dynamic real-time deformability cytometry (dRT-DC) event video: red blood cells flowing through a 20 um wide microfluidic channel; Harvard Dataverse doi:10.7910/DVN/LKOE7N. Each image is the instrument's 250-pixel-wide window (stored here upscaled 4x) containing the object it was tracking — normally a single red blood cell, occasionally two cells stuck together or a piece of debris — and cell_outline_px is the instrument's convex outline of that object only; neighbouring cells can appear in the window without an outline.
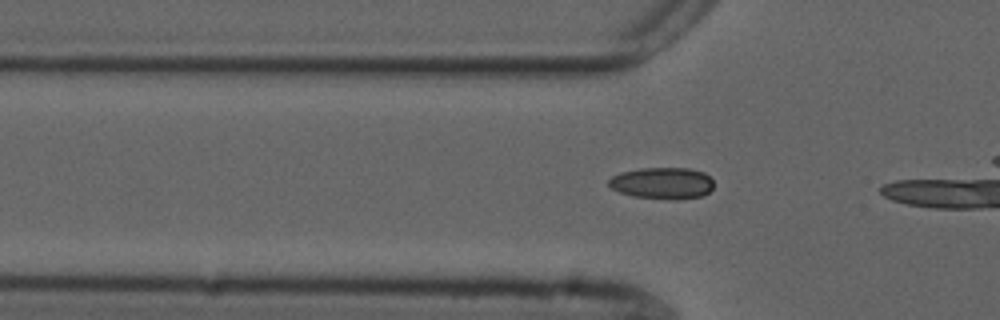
{"species": "common noctule bat (a hibernating species)", "species_latin": "Nyctalus noctula", "temperature_condition": "cold", "stored_images_in_passage": 10, "camera_frame_rate_fps": 3000, "um_per_image_px": 0.085, "animal": {"sex": "male", "forearm_length_mm": 52.5}, "frame": {"image": 1, "passage_image": 5, "time_ms": 1.333, "image_size_px": [1000, 320], "cell_outline_px": [[712, 188], [708, 192], [700, 196], [676, 200], [668, 200], [632, 196], [620, 192], [612, 188], [608, 184], [608, 180], [612, 176], [620, 172], [640, 168], [688, 168], [704, 172], [712, 180]], "centroid_in_image_um": [56.27, 15.57], "position_along_channel_um": 69.5, "area_um2": 19.42}}
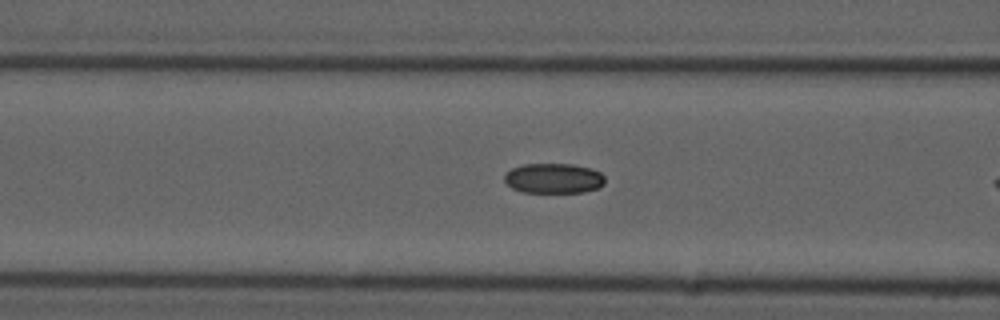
{"frame": {"image": 2, "passage_image": 9, "time_ms": 2.667, "image_size_px": [1000, 320], "cell_outline_px": [[604, 184], [596, 188], [584, 192], [524, 192], [512, 188], [504, 180], [504, 176], [512, 168], [524, 164], [572, 164], [592, 168], [600, 172], [604, 176]], "centroid_in_image_um": [47.07, 15.15], "position_along_channel_um": 119.5, "area_um2": 17.51}}